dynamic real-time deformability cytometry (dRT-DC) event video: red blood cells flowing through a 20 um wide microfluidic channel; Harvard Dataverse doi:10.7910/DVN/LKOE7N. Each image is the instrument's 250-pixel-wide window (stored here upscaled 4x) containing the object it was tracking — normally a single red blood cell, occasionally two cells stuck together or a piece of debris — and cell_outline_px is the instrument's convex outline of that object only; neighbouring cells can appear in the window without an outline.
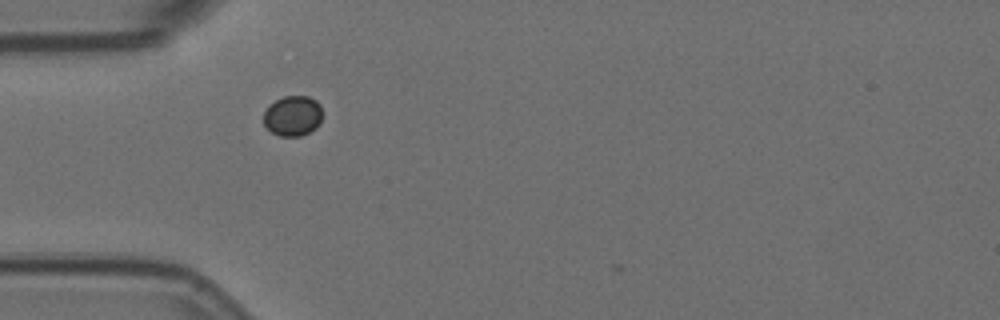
{"species": "Egyptian fruit bat (a non-hibernating species)", "species_latin": "Rousettus aegyptiacus", "temperature_condition": "room temperature", "stored_images_in_passage": 3, "camera_frame_rate_fps": 3000, "um_per_image_px": 0.085, "animal": {"sex": "female"}, "frame": {"image": 1, "passage_image": 1, "time_ms": 0.0, "image_size_px": [1000, 320], "cell_outline_px": [[320, 120], [316, 128], [300, 136], [280, 136], [272, 132], [264, 124], [264, 112], [276, 100], [284, 96], [308, 96], [316, 100], [320, 104]], "centroid_in_image_um": [24.88, 9.84], "position_along_channel_um": 60.1, "area_um2": 13.53}}
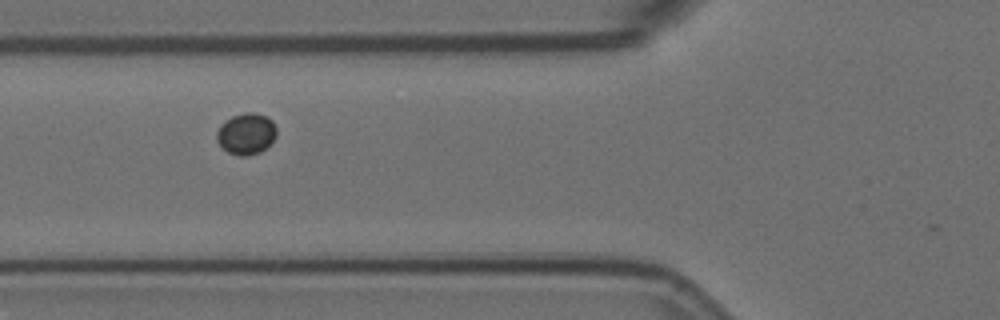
{"frame": {"image": 2, "passage_image": 2, "time_ms": 0.333, "image_size_px": [1000, 320], "cell_outline_px": [[276, 136], [260, 152], [244, 156], [240, 156], [228, 152], [216, 140], [216, 132], [220, 124], [224, 120], [232, 116], [244, 112], [252, 112], [268, 116], [272, 120], [276, 128]], "centroid_in_image_um": [20.91, 11.34], "position_along_channel_um": 104.9, "area_um2": 14.39}}
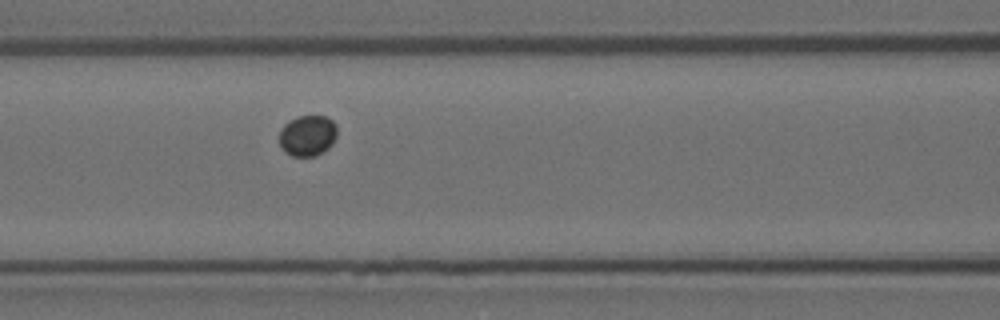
{"frame": {"image": 3, "passage_image": 3, "time_ms": 0.667, "image_size_px": [1000, 320], "cell_outline_px": [[336, 136], [332, 144], [324, 152], [316, 156], [292, 156], [284, 152], [280, 144], [280, 128], [284, 124], [296, 116], [324, 116], [332, 120], [336, 124]], "centroid_in_image_um": [26.14, 11.53], "position_along_channel_um": 140.5, "area_um2": 13.87}}